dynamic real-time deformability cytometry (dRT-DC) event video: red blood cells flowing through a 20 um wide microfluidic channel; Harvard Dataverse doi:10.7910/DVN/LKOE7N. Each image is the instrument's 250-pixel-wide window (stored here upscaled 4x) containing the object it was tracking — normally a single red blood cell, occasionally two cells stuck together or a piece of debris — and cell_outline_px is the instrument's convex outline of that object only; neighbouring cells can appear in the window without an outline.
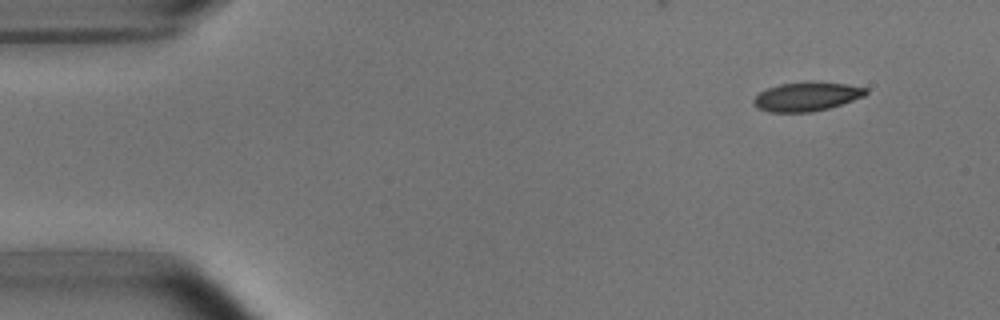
{"species": "common noctule bat (a hibernating species)", "species_latin": "Nyctalus noctula", "temperature_condition": "room temperature", "stored_images_in_passage": 9, "camera_frame_rate_fps": 3000, "um_per_image_px": 0.085, "animal": {"sex": "male", "body_mass_g": 15.6}, "frame": {"image": 1, "passage_image": 1, "time_ms": 0.0, "image_size_px": [1000, 320], "cell_outline_px": [[868, 92], [864, 96], [828, 108], [812, 112], [768, 112], [756, 108], [752, 104], [752, 100], [760, 92], [768, 88], [780, 84], [848, 84], [868, 88]], "centroid_in_image_um": [68.52, 8.25], "position_along_channel_um": 16.5, "area_um2": 18.26}}
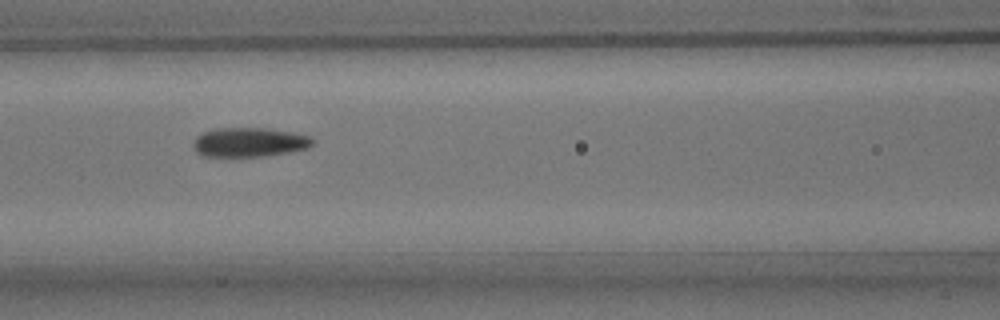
{"frame": {"image": 2, "passage_image": 6, "time_ms": 6.0, "image_size_px": [1000, 320], "cell_outline_px": [[316, 140], [308, 148], [264, 156], [200, 156], [196, 152], [192, 144], [196, 136], [204, 132], [216, 128], [264, 128], [292, 132], [308, 136]], "centroid_in_image_um": [21.16, 12.09], "position_along_channel_um": 145.4, "area_um2": 20.29}}
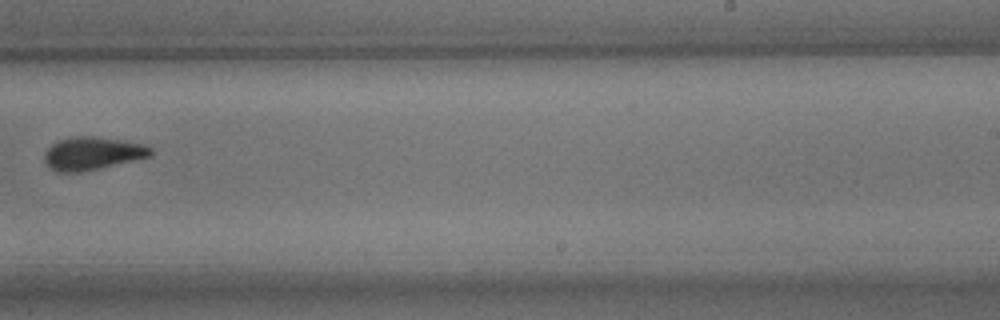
{"frame": {"image": 3, "passage_image": 9, "time_ms": 9.667, "image_size_px": [1000, 320], "cell_outline_px": [[152, 156], [100, 168], [80, 172], [56, 172], [48, 168], [44, 164], [44, 152], [52, 144], [68, 136], [92, 136], [120, 140], [144, 144], [152, 148]], "centroid_in_image_um": [7.81, 13.04], "position_along_channel_um": 281.2, "area_um2": 20.58}}